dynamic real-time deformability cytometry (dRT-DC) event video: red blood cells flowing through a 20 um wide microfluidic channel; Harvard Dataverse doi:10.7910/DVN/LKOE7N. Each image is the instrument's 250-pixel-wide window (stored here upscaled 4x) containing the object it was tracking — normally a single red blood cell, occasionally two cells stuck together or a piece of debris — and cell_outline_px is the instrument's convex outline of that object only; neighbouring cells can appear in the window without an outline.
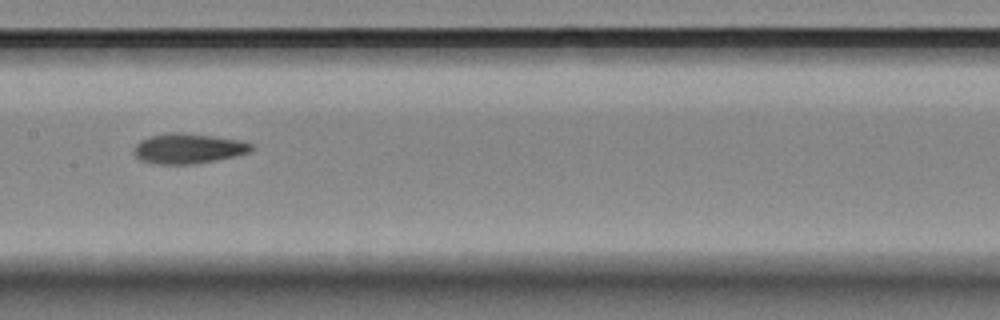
{"species": "Egyptian fruit bat (a non-hibernating species)", "species_latin": "Rousettus aegyptiacus", "temperature_condition": "room temperature", "stored_images_in_passage": 12, "camera_frame_rate_fps": 3000, "um_per_image_px": 0.085, "animal": {"sex": "female"}, "frame": {"image": 1, "passage_image": 4, "time_ms": 4.333, "image_size_px": [1000, 320], "cell_outline_px": [[252, 148], [248, 152], [236, 156], [192, 164], [156, 164], [140, 160], [132, 152], [132, 148], [140, 140], [148, 136], [168, 132], [180, 132], [244, 140], [252, 144]], "centroid_in_image_um": [15.95, 12.61], "position_along_channel_um": 191.4, "area_um2": 20.75}}
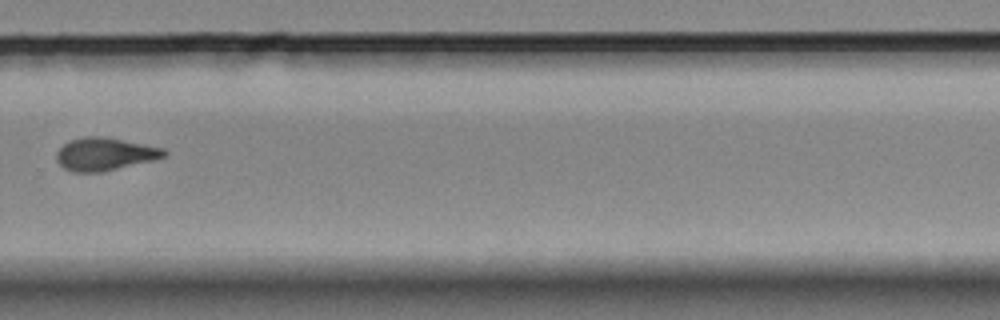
{"frame": {"image": 2, "passage_image": 7, "time_ms": 8.0, "image_size_px": [1000, 320], "cell_outline_px": [[168, 156], [152, 160], [100, 172], [72, 172], [64, 168], [56, 160], [56, 152], [68, 140], [84, 136], [104, 136], [164, 148], [168, 152]], "centroid_in_image_um": [8.89, 13.08], "position_along_channel_um": 320.9, "area_um2": 20.58}}
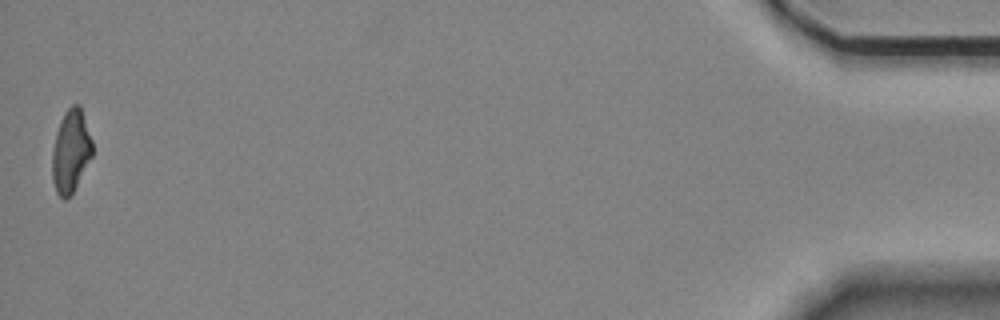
{"frame": {"image": 3, "passage_image": 12, "time_ms": 13.667, "image_size_px": [1000, 320], "cell_outline_px": [[92, 156], [72, 192], [64, 200], [56, 192], [52, 180], [52, 152], [56, 132], [60, 120], [64, 112], [72, 104], [80, 104], [92, 140]], "centroid_in_image_um": [6.0, 12.81], "position_along_channel_um": 429.2, "area_um2": 19.25}}